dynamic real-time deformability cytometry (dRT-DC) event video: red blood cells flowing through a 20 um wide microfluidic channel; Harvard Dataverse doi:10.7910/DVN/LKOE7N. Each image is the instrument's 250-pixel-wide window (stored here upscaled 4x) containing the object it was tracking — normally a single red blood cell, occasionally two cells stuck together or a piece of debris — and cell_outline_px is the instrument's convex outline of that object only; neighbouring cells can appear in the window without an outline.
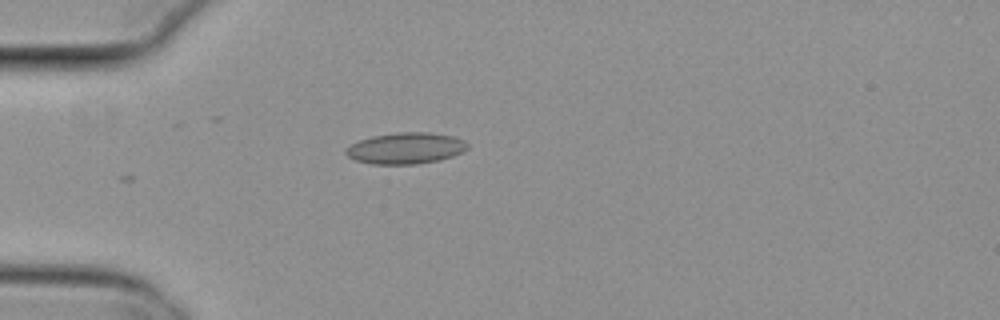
{"species": "common noctule bat (a hibernating species)", "species_latin": "Nyctalus noctula", "temperature_condition": "cold", "stored_images_in_passage": 9, "camera_frame_rate_fps": 3000, "um_per_image_px": 0.085, "animal": {"sex": "female", "body_mass_g": 29.2, "forearm_length_mm": 56.3}, "frame": {"image": 1, "passage_image": 1, "time_ms": 0.0, "image_size_px": [1000, 320], "cell_outline_px": [[468, 148], [464, 152], [440, 160], [416, 164], [372, 164], [356, 160], [348, 156], [344, 152], [344, 148], [360, 140], [372, 136], [396, 132], [428, 132], [452, 136], [464, 140], [468, 144]], "centroid_in_image_um": [34.49, 12.6], "position_along_channel_um": 50.5, "area_um2": 22.25}}
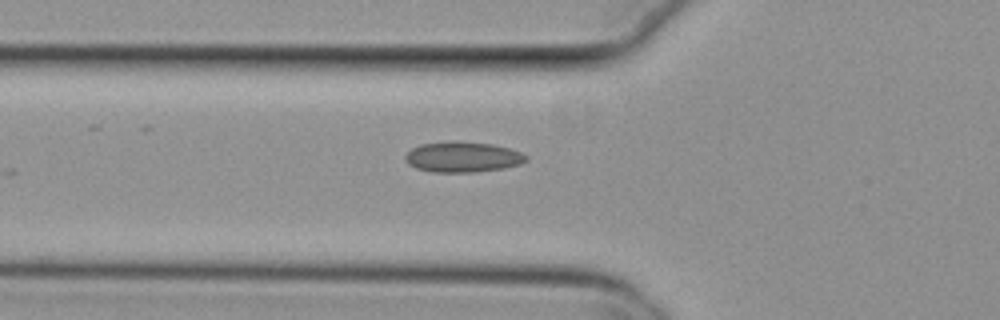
{"frame": {"image": 2, "passage_image": 5, "time_ms": 1.333, "image_size_px": [1000, 320], "cell_outline_px": [[528, 160], [520, 164], [504, 168], [476, 172], [432, 172], [416, 168], [408, 164], [404, 156], [412, 148], [420, 144], [456, 140], [492, 144], [508, 148], [520, 152], [528, 156]], "centroid_in_image_um": [39.32, 13.34], "position_along_channel_um": 86.5, "area_um2": 21.62}}